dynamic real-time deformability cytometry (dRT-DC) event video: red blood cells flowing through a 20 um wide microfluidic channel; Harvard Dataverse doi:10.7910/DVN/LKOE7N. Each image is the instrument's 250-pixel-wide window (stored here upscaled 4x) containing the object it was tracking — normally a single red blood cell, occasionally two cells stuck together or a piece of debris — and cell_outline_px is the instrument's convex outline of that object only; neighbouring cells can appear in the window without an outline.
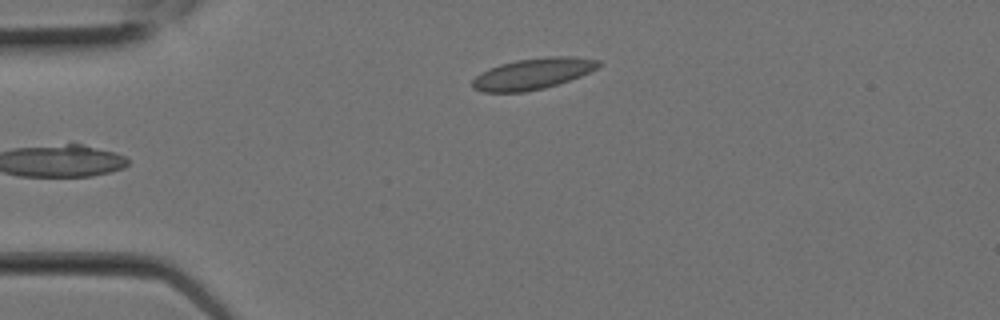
{"species": "Egyptian fruit bat (a non-hibernating species)", "species_latin": "Rousettus aegyptiacus", "temperature_condition": "room temperature", "stored_images_in_passage": 7, "camera_frame_rate_fps": 3000, "um_per_image_px": 0.085, "animal": {"sex": "female"}, "frame": {"image": 1, "passage_image": 7, "time_ms": 2.0, "image_size_px": [1000, 320], "cell_outline_px": [[604, 64], [580, 76], [544, 88], [524, 92], [484, 92], [472, 88], [472, 80], [480, 72], [488, 68], [500, 64], [516, 60], [548, 56], [576, 56], [600, 60]], "centroid_in_image_um": [45.29, 6.25], "position_along_channel_um": 39.7, "area_um2": 22.95}}